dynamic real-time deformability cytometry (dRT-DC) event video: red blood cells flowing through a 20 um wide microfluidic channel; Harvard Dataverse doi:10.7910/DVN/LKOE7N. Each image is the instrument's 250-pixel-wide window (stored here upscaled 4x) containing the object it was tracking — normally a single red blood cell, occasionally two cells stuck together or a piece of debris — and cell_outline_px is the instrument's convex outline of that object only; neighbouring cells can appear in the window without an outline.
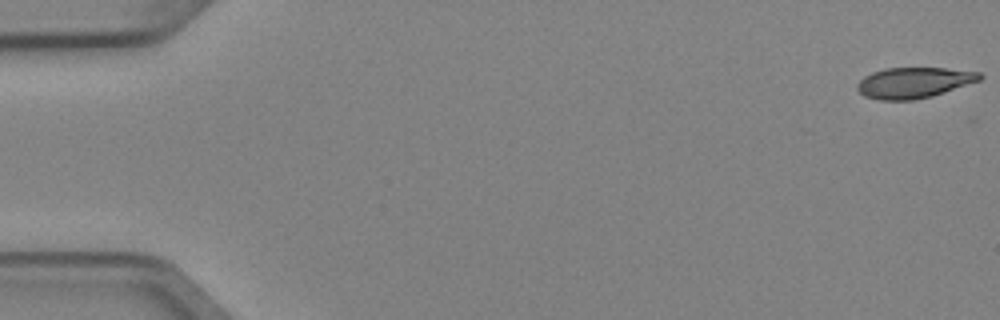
{"species": "Egyptian fruit bat (a non-hibernating species)", "species_latin": "Rousettus aegyptiacus", "temperature_condition": "cold", "stored_images_in_passage": 5, "camera_frame_rate_fps": 3000, "um_per_image_px": 0.085, "animal": {"sex": "female"}, "frame": {"image": 1, "passage_image": 1, "time_ms": 0.0, "image_size_px": [1000, 320], "cell_outline_px": [[984, 76], [980, 80], [932, 96], [912, 100], [880, 100], [864, 96], [856, 88], [856, 84], [864, 76], [872, 72], [884, 68], [944, 68], [980, 72]], "centroid_in_image_um": [77.65, 7.02], "position_along_channel_um": 7.3, "area_um2": 21.91}}
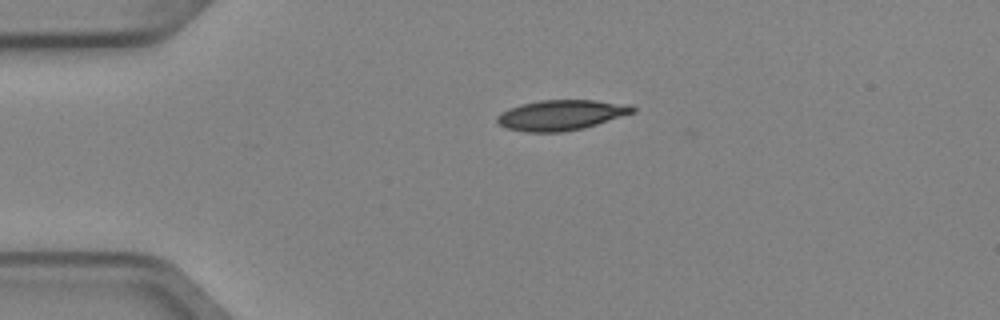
{"frame": {"image": 2, "passage_image": 4, "time_ms": 1.0, "image_size_px": [1000, 320], "cell_outline_px": [[636, 112], [584, 128], [560, 132], [528, 132], [504, 128], [496, 120], [496, 116], [500, 112], [508, 108], [520, 104], [540, 100], [596, 100], [632, 104], [636, 108]], "centroid_in_image_um": [47.7, 9.77], "position_along_channel_um": 37.3, "area_um2": 24.22}}